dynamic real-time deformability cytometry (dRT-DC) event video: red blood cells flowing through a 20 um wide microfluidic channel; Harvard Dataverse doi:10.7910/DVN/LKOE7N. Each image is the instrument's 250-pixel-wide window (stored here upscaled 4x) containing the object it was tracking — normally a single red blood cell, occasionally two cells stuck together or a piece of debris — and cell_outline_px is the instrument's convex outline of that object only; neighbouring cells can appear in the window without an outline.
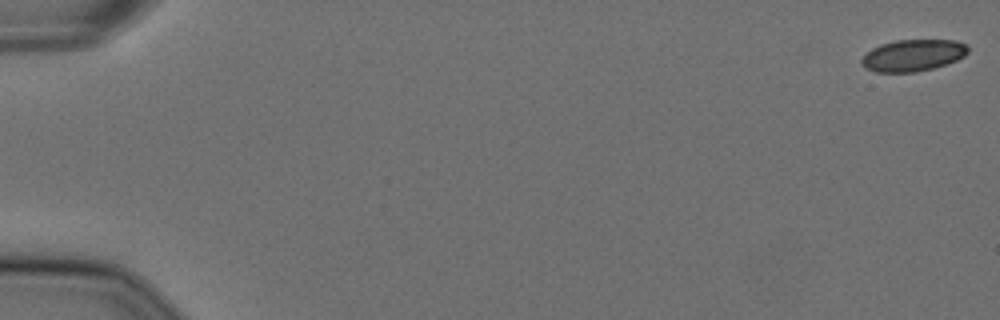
{"species": "Egyptian fruit bat (a non-hibernating species)", "species_latin": "Rousettus aegyptiacus", "temperature_condition": "cold", "stored_images_in_passage": 18, "camera_frame_rate_fps": 3000, "um_per_image_px": 0.085, "animal": {"sex": "female"}, "frame": {"image": 1, "passage_image": 1, "time_ms": 0.0, "image_size_px": [1000, 320], "cell_outline_px": [[968, 52], [964, 56], [956, 60], [932, 68], [916, 72], [876, 72], [864, 68], [860, 60], [872, 48], [880, 44], [896, 40], [956, 40], [968, 44]], "centroid_in_image_um": [77.6, 4.7], "position_along_channel_um": 7.4, "area_um2": 19.65}}
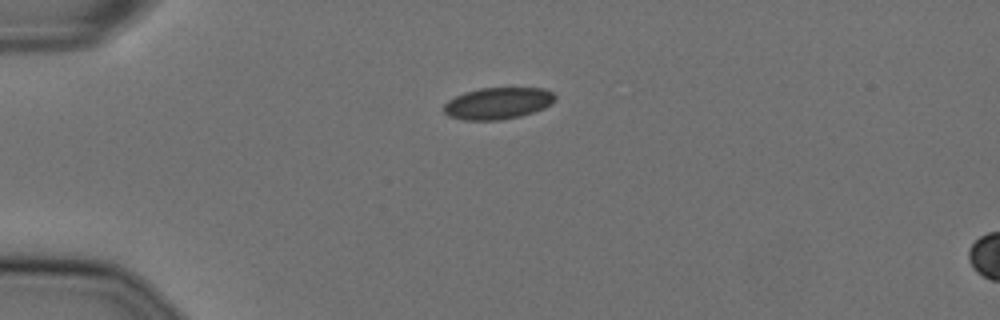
{"frame": {"image": 2, "passage_image": 15, "time_ms": 4.667, "image_size_px": [1000, 320], "cell_outline_px": [[556, 100], [552, 104], [544, 108], [520, 116], [500, 120], [464, 120], [448, 116], [444, 112], [444, 104], [448, 100], [464, 92], [480, 88], [544, 88], [552, 92], [556, 96]], "centroid_in_image_um": [42.33, 8.78], "position_along_channel_um": 42.7, "area_um2": 20.63}}